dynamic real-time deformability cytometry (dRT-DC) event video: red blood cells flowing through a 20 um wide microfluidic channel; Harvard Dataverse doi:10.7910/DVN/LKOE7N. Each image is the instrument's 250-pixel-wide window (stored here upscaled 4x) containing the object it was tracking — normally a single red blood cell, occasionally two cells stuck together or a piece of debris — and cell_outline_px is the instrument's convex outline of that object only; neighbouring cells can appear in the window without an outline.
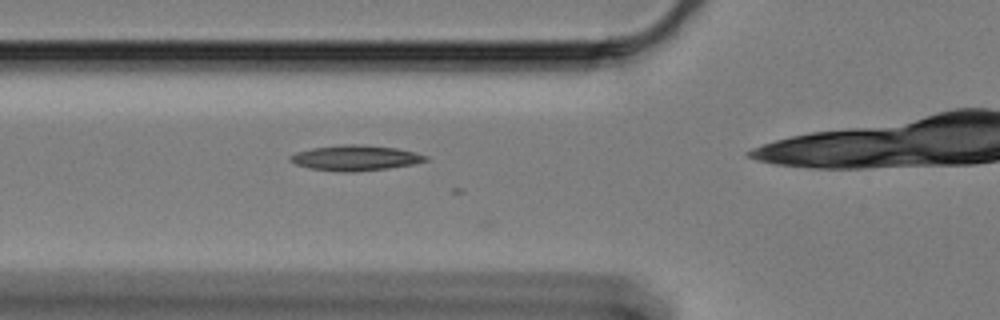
{"species": "Egyptian fruit bat (a non-hibernating species)", "species_latin": "Rousettus aegyptiacus", "temperature_condition": "cold", "stored_images_in_passage": 25, "camera_frame_rate_fps": 3000, "um_per_image_px": 0.085, "animal": {"sex": "female"}, "frame": {"image": 1, "passage_image": 7, "time_ms": 2.0, "image_size_px": [1000, 320], "cell_outline_px": [[428, 160], [412, 164], [388, 168], [352, 172], [344, 172], [312, 168], [296, 164], [288, 160], [288, 156], [296, 152], [312, 148], [340, 144], [360, 144], [396, 148], [428, 156]], "centroid_in_image_um": [30.17, 13.41], "position_along_channel_um": 95.6, "area_um2": 19.83}}
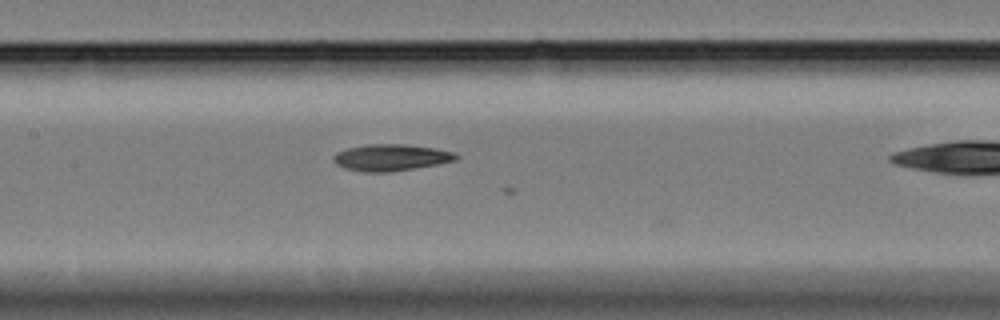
{"frame": {"image": 2, "passage_image": 14, "time_ms": 4.333, "image_size_px": [1000, 320], "cell_outline_px": [[460, 160], [388, 172], [364, 172], [344, 168], [336, 164], [332, 160], [332, 156], [336, 152], [348, 148], [368, 144], [408, 144], [436, 148], [452, 152], [460, 156]], "centroid_in_image_um": [33.23, 13.38], "position_along_channel_um": 174.2, "area_um2": 19.07}}
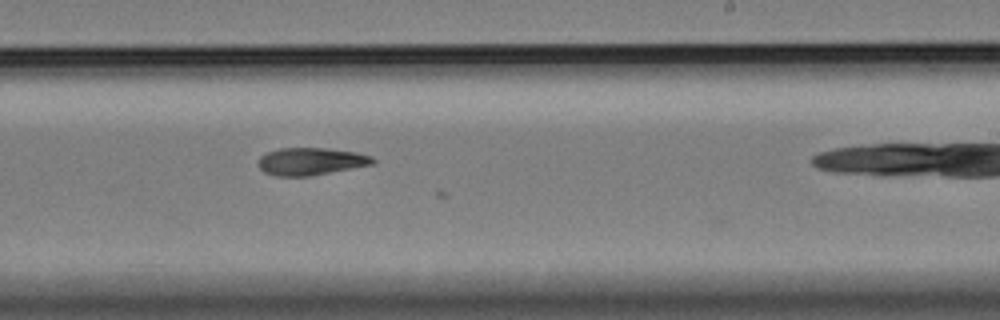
{"frame": {"image": 3, "passage_image": 22, "time_ms": 7.0, "image_size_px": [1000, 320], "cell_outline_px": [[376, 160], [372, 164], [308, 176], [276, 176], [264, 172], [260, 168], [260, 156], [268, 152], [280, 148], [328, 148], [356, 152], [372, 156]], "centroid_in_image_um": [26.42, 13.71], "position_along_channel_um": 262.6, "area_um2": 18.03}}